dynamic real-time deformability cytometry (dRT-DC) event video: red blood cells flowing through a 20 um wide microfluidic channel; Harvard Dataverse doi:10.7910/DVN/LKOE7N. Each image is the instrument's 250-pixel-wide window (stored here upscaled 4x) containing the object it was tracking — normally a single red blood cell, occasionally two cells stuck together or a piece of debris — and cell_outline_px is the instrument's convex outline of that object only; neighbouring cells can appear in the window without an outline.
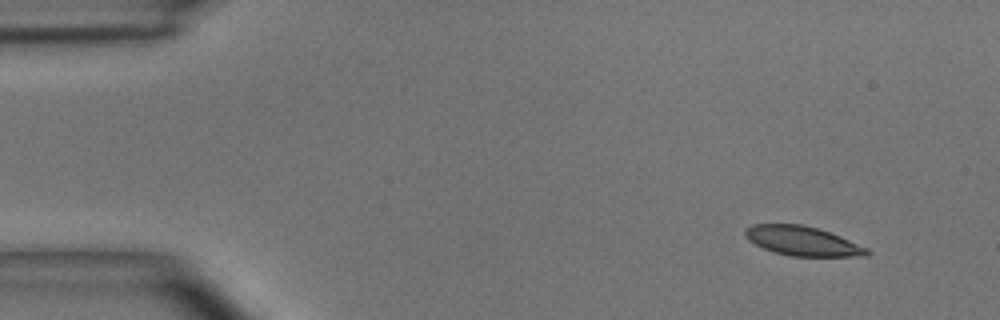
{"species": "common noctule bat (a hibernating species)", "species_latin": "Nyctalus noctula", "temperature_condition": "room temperature", "stored_images_in_passage": 4, "camera_frame_rate_fps": 3000, "um_per_image_px": 0.085, "animal": {"sex": "male", "body_mass_g": 15.6}, "frame": {"image": 1, "passage_image": 1, "time_ms": 0.0, "image_size_px": [1000, 320], "cell_outline_px": [[872, 252], [868, 256], [792, 256], [776, 252], [764, 248], [748, 240], [744, 236], [744, 232], [752, 224], [800, 224], [816, 228], [840, 236], [868, 248]], "centroid_in_image_um": [68.23, 20.49], "position_along_channel_um": 16.8, "area_um2": 20.63}}
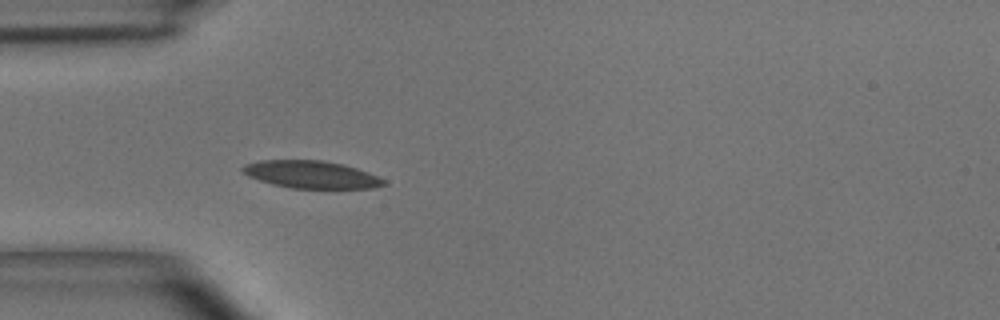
{"frame": {"image": 2, "passage_image": 4, "time_ms": 1.0, "image_size_px": [1000, 320], "cell_outline_px": [[388, 184], [376, 188], [292, 188], [272, 184], [248, 176], [240, 168], [244, 164], [260, 160], [324, 160], [344, 164], [368, 172], [384, 180]], "centroid_in_image_um": [26.46, 14.83], "position_along_channel_um": 58.5, "area_um2": 22.6}}